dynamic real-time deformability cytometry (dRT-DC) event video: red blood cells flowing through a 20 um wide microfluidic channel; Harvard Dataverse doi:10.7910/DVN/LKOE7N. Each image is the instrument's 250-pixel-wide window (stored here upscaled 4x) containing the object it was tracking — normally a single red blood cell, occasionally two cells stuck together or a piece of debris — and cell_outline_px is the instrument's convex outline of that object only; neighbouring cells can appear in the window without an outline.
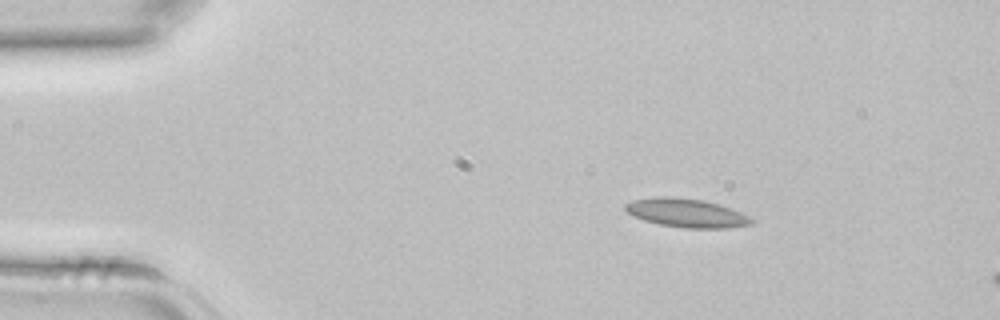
{"species": "common noctule bat (a hibernating species)", "species_latin": "Nyctalus noctula", "temperature_condition": "room temperature", "stored_images_in_passage": 12, "camera_frame_rate_fps": 3000, "um_per_image_px": 0.085, "animal": {"sex": "female", "body_mass_g": 22.7, "forearm_length_mm": 54.2}, "frame": {"image": 1, "passage_image": 6, "time_ms": 1.667, "image_size_px": [1000, 320], "cell_outline_px": [[756, 220], [752, 224], [724, 228], [684, 228], [660, 224], [644, 220], [628, 212], [624, 208], [624, 204], [632, 200], [660, 196], [668, 196], [704, 200], [740, 212]], "centroid_in_image_um": [58.34, 18.1], "position_along_channel_um": 26.7, "area_um2": 20.81}}